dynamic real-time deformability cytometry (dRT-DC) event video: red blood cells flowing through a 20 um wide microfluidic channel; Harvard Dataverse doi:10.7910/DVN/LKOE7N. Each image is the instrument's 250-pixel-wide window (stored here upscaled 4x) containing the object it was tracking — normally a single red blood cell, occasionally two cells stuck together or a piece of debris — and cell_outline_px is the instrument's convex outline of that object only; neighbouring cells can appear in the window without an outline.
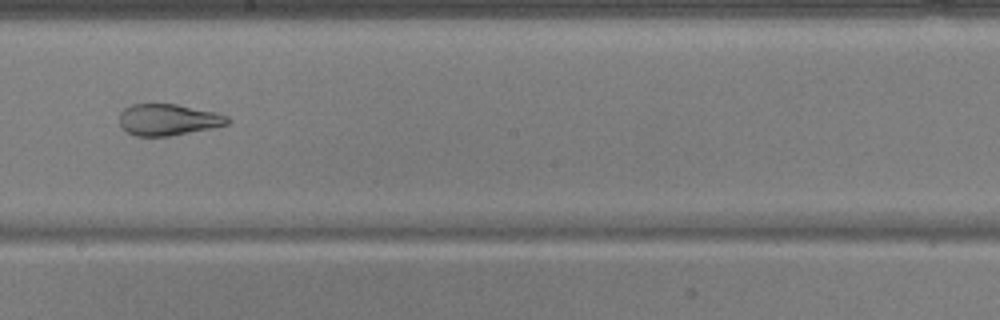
{"species": "common noctule bat (a hibernating species)", "species_latin": "Nyctalus noctula", "temperature_condition": "warm", "stored_images_in_passage": 53, "camera_frame_rate_fps": 3000, "um_per_image_px": 0.085, "animal": {"sex": "male", "body_mass_g": 17.9, "forearm_length_mm": 54.2}, "frame": {"image": 1, "passage_image": 30, "time_ms": 9.667, "image_size_px": [1000, 320], "cell_outline_px": [[228, 124], [168, 136], [136, 136], [128, 132], [120, 124], [120, 112], [124, 108], [132, 104], [176, 104], [216, 112], [228, 116]], "centroid_in_image_um": [14.26, 10.16], "position_along_channel_um": 233.9, "area_um2": 19.48}}
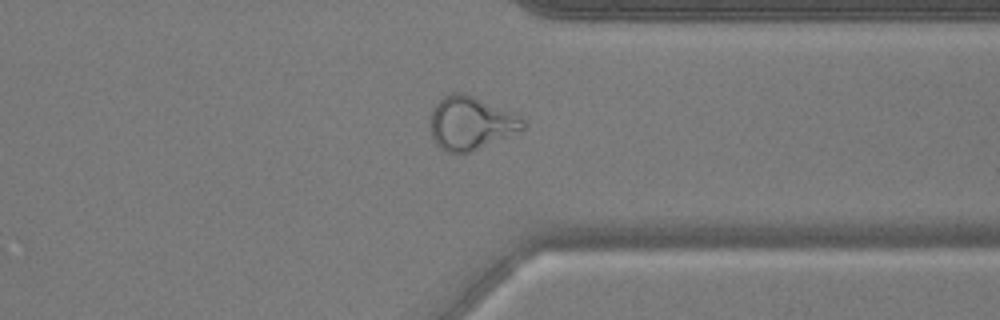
{"frame": {"image": 2, "passage_image": 41, "time_ms": 13.333, "image_size_px": [1000, 320], "cell_outline_px": [[524, 128], [468, 152], [448, 152], [440, 148], [436, 144], [432, 136], [432, 108], [444, 96], [452, 92], [464, 92], [512, 112], [520, 116], [524, 120]], "centroid_in_image_um": [39.99, 10.43], "position_along_channel_um": 371.4, "area_um2": 27.92}}
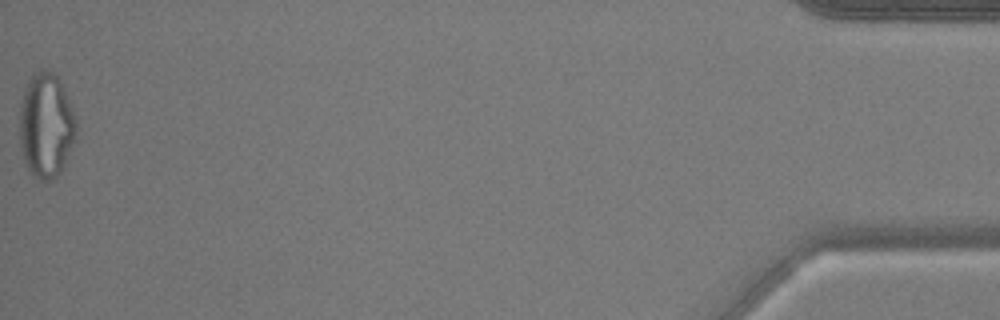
{"frame": {"image": 3, "passage_image": 53, "time_ms": 17.333, "image_size_px": [1000, 320], "cell_outline_px": [[76, 140], [60, 172], [56, 176], [48, 180], [40, 180], [32, 176], [28, 172], [24, 160], [20, 144], [20, 104], [24, 88], [28, 80], [40, 68], [48, 68], [60, 80], [76, 120]], "centroid_in_image_um": [3.9, 10.66], "position_along_channel_um": 431.3, "area_um2": 34.74}, "authors_computed_cell_mechanics": {"area_um2": 28.5532, "velocity_mm_per_s": 3.775, "shape_relaxation_time_tau1_ms": null, "shape_relaxation_time_tau2_ms": 1.7659, "deformation_change_tau1": null, "deformation_change_tau2": 0.1017}}